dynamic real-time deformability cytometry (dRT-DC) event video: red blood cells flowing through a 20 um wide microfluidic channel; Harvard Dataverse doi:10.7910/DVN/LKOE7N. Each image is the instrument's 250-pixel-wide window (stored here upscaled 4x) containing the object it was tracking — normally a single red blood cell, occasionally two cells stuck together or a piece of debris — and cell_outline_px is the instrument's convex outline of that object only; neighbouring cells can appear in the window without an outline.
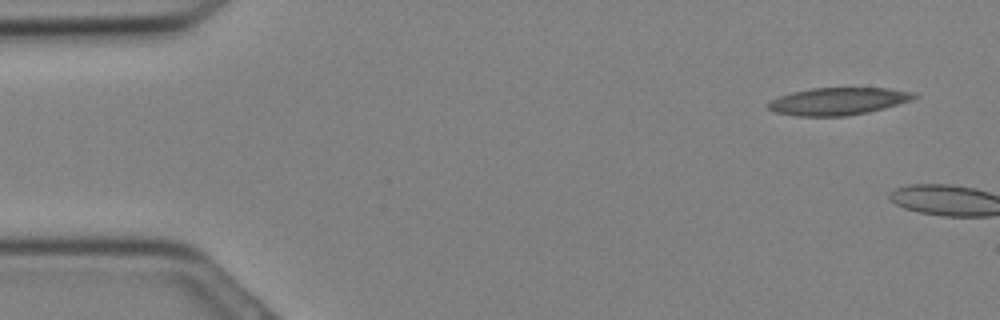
{"species": "Egyptian fruit bat (a non-hibernating species)", "species_latin": "Rousettus aegyptiacus", "temperature_condition": "cold", "stored_images_in_passage": 3, "camera_frame_rate_fps": 3000, "um_per_image_px": 0.085, "animal": {"sex": "female"}, "frame": {"image": 1, "passage_image": 2, "time_ms": 0.333, "image_size_px": [1000, 320], "cell_outline_px": [[920, 96], [912, 100], [884, 108], [868, 112], [848, 116], [796, 116], [776, 112], [768, 108], [764, 104], [780, 96], [792, 92], [812, 88], [888, 88], [912, 92]], "centroid_in_image_um": [71.24, 8.61], "position_along_channel_um": 13.8, "area_um2": 23.29}}